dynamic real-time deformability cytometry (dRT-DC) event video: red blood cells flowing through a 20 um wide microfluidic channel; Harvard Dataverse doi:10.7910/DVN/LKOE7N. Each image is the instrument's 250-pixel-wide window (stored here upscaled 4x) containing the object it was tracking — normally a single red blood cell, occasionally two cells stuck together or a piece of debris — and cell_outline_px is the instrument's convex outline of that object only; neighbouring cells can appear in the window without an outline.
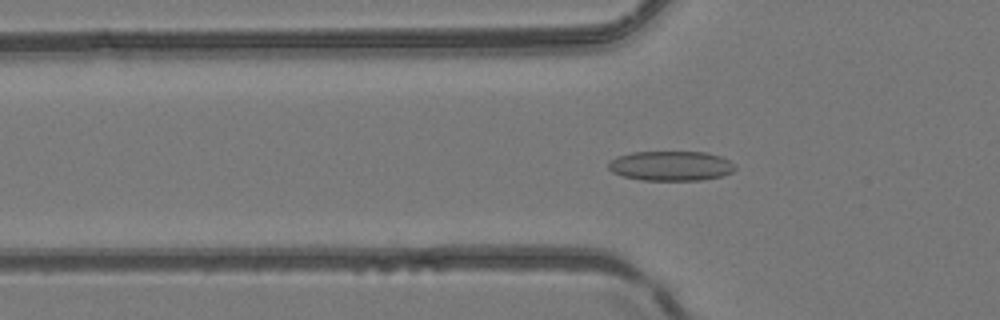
{"species": "common noctule bat (a hibernating species)", "species_latin": "Nyctalus noctula", "temperature_condition": "room temperature", "stored_images_in_passage": 51, "camera_frame_rate_fps": 3000, "um_per_image_px": 0.085, "animal": {"sex": "female", "body_mass_g": 24.6, "forearm_length_mm": 56.2}, "frame": {"image": 1, "passage_image": 18, "time_ms": 5.667, "image_size_px": [1000, 320], "cell_outline_px": [[736, 168], [732, 172], [720, 176], [700, 180], [640, 180], [624, 176], [612, 172], [608, 168], [608, 160], [616, 156], [632, 152], [708, 152], [720, 156], [736, 164]], "centroid_in_image_um": [57.0, 14.09], "position_along_channel_um": 68.8, "area_um2": 22.08}}
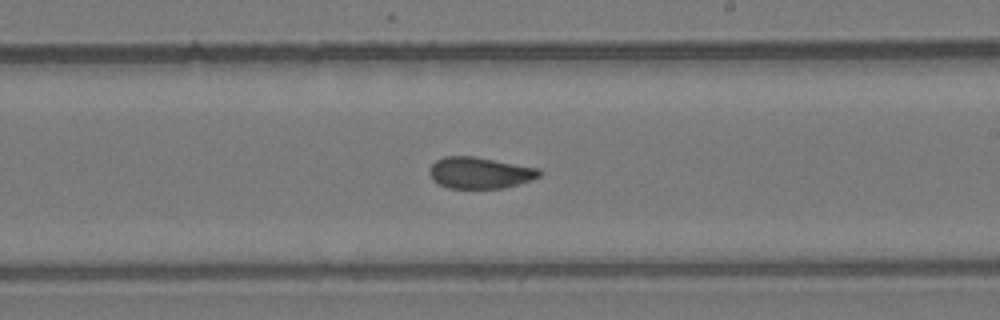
{"frame": {"image": 2, "passage_image": 31, "time_ms": 10.0, "image_size_px": [1000, 320], "cell_outline_px": [[544, 172], [540, 176], [532, 180], [520, 184], [504, 188], [448, 188], [432, 180], [428, 172], [428, 168], [436, 160], [444, 156], [472, 156], [540, 168]], "centroid_in_image_um": [40.8, 14.69], "position_along_channel_um": 248.2, "area_um2": 20.35}}
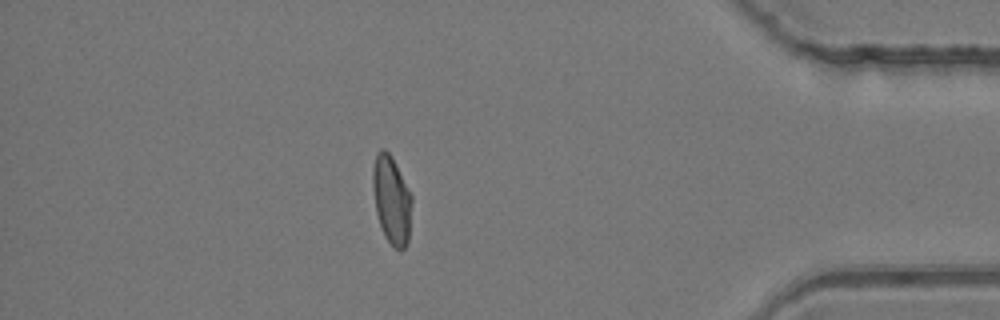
{"frame": {"image": 3, "passage_image": 45, "time_ms": 14.667, "image_size_px": [1000, 320], "cell_outline_px": [[412, 200], [408, 240], [404, 248], [400, 252], [384, 236], [376, 212], [372, 188], [372, 168], [376, 152], [380, 148], [384, 148], [392, 156], [412, 196]], "centroid_in_image_um": [33.26, 16.95], "position_along_channel_um": 401.9, "area_um2": 20.11}, "authors_computed_cell_mechanics": {"area_um2": 20.9814, "velocity_mm_per_s": 4.1423, "shape_relaxation_time_tau1_ms": null, "shape_relaxation_time_tau2_ms": 1.1219, "deformation_change_tau1": null, "deformation_change_tau2": 0.0521}}